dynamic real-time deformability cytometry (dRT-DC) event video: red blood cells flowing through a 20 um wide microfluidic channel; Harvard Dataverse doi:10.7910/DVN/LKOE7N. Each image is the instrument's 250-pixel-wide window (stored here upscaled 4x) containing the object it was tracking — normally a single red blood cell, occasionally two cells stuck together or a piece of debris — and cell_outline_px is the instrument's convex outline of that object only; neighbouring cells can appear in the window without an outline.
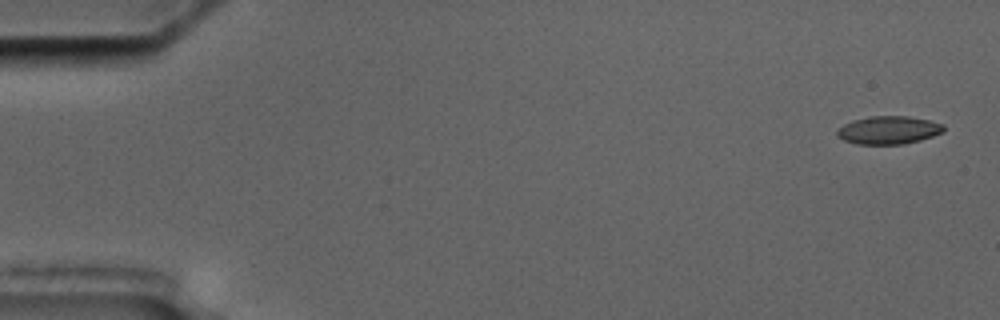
{"species": "common noctule bat (a hibernating species)", "species_latin": "Nyctalus noctula", "temperature_condition": "cold", "stored_images_in_passage": 4, "camera_frame_rate_fps": 3000, "um_per_image_px": 0.085, "animal": {"sex": "male", "body_mass_g": 17.5, "forearm_length_mm": 52.3}, "frame": {"image": 1, "passage_image": 1, "time_ms": 0.0, "image_size_px": [1000, 320], "cell_outline_px": [[944, 132], [920, 140], [904, 144], [856, 144], [844, 140], [836, 136], [836, 128], [852, 120], [868, 116], [908, 116], [928, 120], [944, 124]], "centroid_in_image_um": [75.49, 11.05], "position_along_channel_um": 9.5, "area_um2": 17.57}}